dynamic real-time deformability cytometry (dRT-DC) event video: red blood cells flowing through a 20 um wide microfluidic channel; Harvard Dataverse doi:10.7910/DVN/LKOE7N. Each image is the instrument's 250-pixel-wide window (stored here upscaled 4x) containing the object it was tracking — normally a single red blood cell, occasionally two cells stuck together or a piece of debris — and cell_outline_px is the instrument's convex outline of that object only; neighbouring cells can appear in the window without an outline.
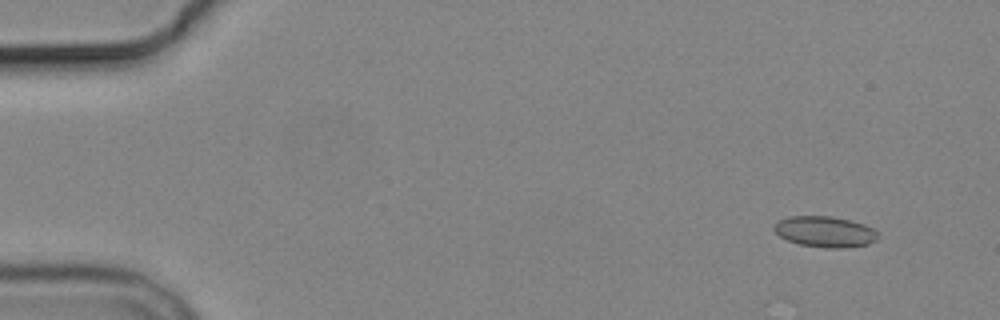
{"species": "common noctule bat (a hibernating species)", "species_latin": "Nyctalus noctula", "temperature_condition": "cold", "stored_images_in_passage": 6, "camera_frame_rate_fps": 3000, "um_per_image_px": 0.085, "animal": {"sex": "male", "body_mass_g": 19.2, "forearm_length_mm": 51.8}, "frame": {"image": 1, "passage_image": 1, "time_ms": 0.0, "image_size_px": [1000, 320], "cell_outline_px": [[880, 236], [876, 240], [868, 244], [844, 248], [824, 248], [800, 244], [788, 240], [780, 236], [772, 228], [780, 220], [788, 216], [832, 216], [864, 224], [880, 232]], "centroid_in_image_um": [70.16, 19.7], "position_along_channel_um": 14.8, "area_um2": 18.73}}
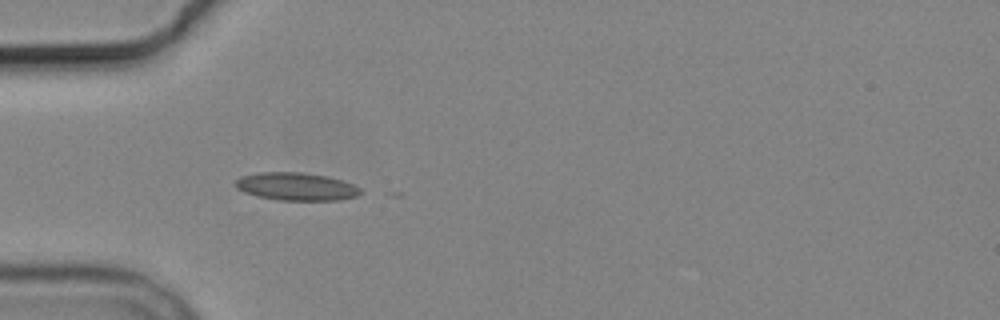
{"frame": {"image": 2, "passage_image": 4, "time_ms": 4.333, "image_size_px": [1000, 320], "cell_outline_px": [[360, 192], [356, 196], [336, 200], [280, 200], [260, 196], [244, 192], [236, 188], [236, 180], [240, 176], [260, 172], [300, 172], [328, 176], [352, 184], [360, 188]], "centroid_in_image_um": [25.15, 15.84], "position_along_channel_um": 59.8, "area_um2": 20.0}}
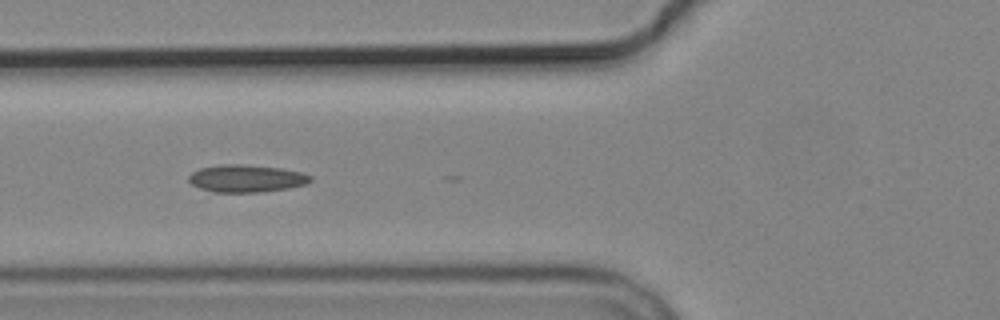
{"frame": {"image": 3, "passage_image": 5, "time_ms": 5.667, "image_size_px": [1000, 320], "cell_outline_px": [[312, 180], [304, 184], [288, 188], [260, 192], [212, 192], [200, 188], [192, 184], [188, 180], [188, 176], [192, 172], [200, 168], [220, 164], [240, 164], [280, 168], [300, 172], [312, 176]], "centroid_in_image_um": [20.9, 15.17], "position_along_channel_um": 104.9, "area_um2": 19.36}}